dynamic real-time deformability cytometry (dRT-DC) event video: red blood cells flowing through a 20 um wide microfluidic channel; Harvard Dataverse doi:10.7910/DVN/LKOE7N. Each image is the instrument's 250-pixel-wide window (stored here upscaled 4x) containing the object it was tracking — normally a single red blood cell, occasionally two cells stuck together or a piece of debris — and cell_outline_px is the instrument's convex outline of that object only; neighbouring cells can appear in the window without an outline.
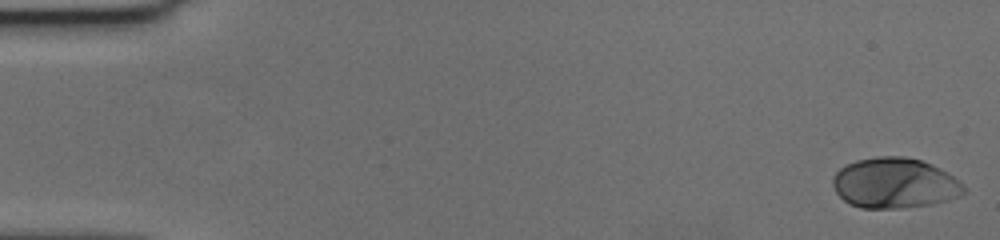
{"species": "human", "species_latin": "Homo sapiens", "temperature_condition": "cold", "stored_images_in_passage": 37, "camera_frame_rate_fps": 3000, "um_per_image_px": 0.085, "donor": {"sex": "female"}, "frame": {"image": 1, "passage_image": 1, "time_ms": 0.0, "image_size_px": [1000, 240], "cell_outline_px": [[964, 192], [960, 196], [932, 204], [900, 208], [860, 208], [848, 204], [836, 192], [832, 184], [832, 176], [840, 168], [856, 160], [876, 156], [904, 156], [920, 160], [932, 164], [948, 172], [960, 180], [964, 188]], "centroid_in_image_um": [76.03, 15.56], "position_along_channel_um": 9.0, "area_um2": 38.67}}
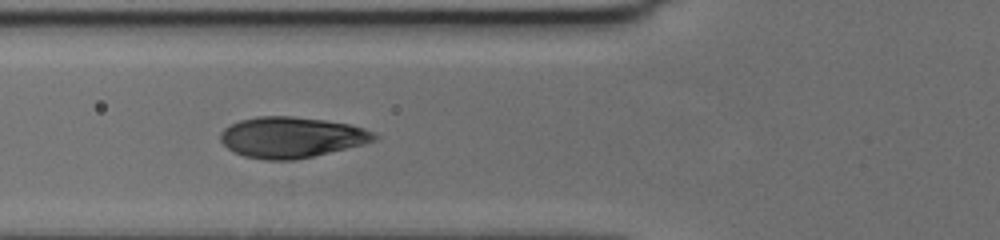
{"frame": {"image": 2, "passage_image": 22, "time_ms": 7.0, "image_size_px": [1000, 240], "cell_outline_px": [[380, 136], [376, 140], [364, 144], [296, 160], [264, 160], [244, 156], [232, 152], [220, 140], [220, 132], [224, 128], [240, 120], [256, 116], [292, 116], [324, 120], [348, 124], [364, 128]], "centroid_in_image_um": [24.76, 11.67], "position_along_channel_um": 101.0, "area_um2": 36.65}}
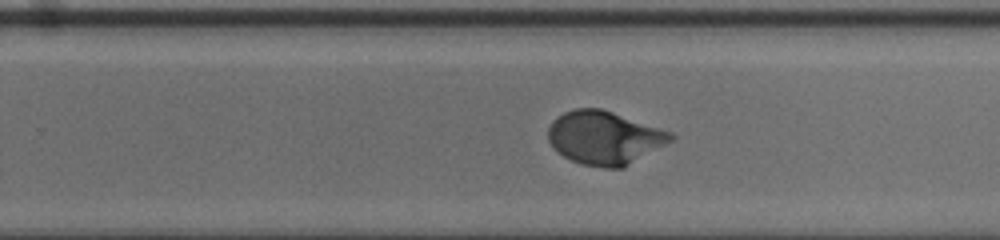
{"frame": {"image": 3, "passage_image": 37, "time_ms": 12.0, "image_size_px": [1000, 240], "cell_outline_px": [[676, 136], [672, 140], [624, 168], [604, 168], [580, 164], [556, 152], [552, 148], [548, 140], [548, 128], [552, 120], [556, 116], [564, 112], [576, 108], [600, 108], [672, 132]], "centroid_in_image_um": [51.34, 11.71], "position_along_channel_um": 278.5, "area_um2": 38.21}}